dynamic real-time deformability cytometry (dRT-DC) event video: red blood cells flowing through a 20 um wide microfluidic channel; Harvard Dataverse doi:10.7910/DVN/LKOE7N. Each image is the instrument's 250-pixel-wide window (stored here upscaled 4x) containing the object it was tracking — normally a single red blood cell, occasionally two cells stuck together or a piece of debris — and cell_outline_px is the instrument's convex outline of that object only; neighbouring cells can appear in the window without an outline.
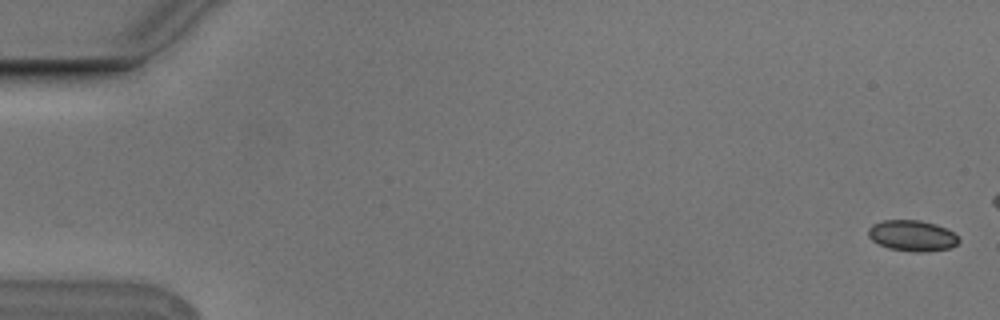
{"species": "Egyptian fruit bat (a non-hibernating species)", "species_latin": "Rousettus aegyptiacus", "temperature_condition": "cold", "stored_images_in_passage": 8, "camera_frame_rate_fps": 3000, "um_per_image_px": 0.085, "animal": {"sex": "male"}, "frame": {"image": 1, "passage_image": 1, "time_ms": 0.0, "image_size_px": [1000, 320], "cell_outline_px": [[960, 240], [956, 244], [948, 248], [928, 252], [916, 252], [888, 248], [872, 240], [868, 236], [868, 228], [872, 224], [884, 220], [920, 220], [936, 224], [960, 236]], "centroid_in_image_um": [77.54, 20.03], "position_along_channel_um": 7.5, "area_um2": 16.3}}
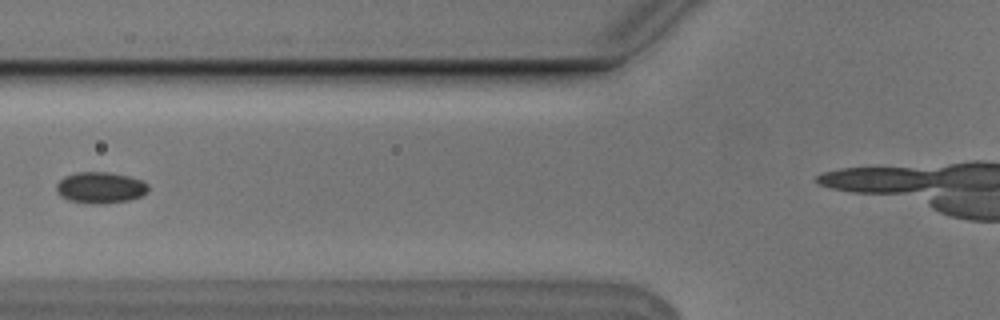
{"frame": {"image": 2, "passage_image": 7, "time_ms": 2.0, "image_size_px": [1000, 320], "cell_outline_px": [[148, 192], [140, 196], [128, 200], [104, 204], [88, 204], [68, 200], [60, 196], [56, 192], [56, 184], [64, 176], [80, 172], [108, 172], [128, 176], [140, 180], [148, 184]], "centroid_in_image_um": [8.5, 15.96], "position_along_channel_um": 117.3, "area_um2": 16.82}}
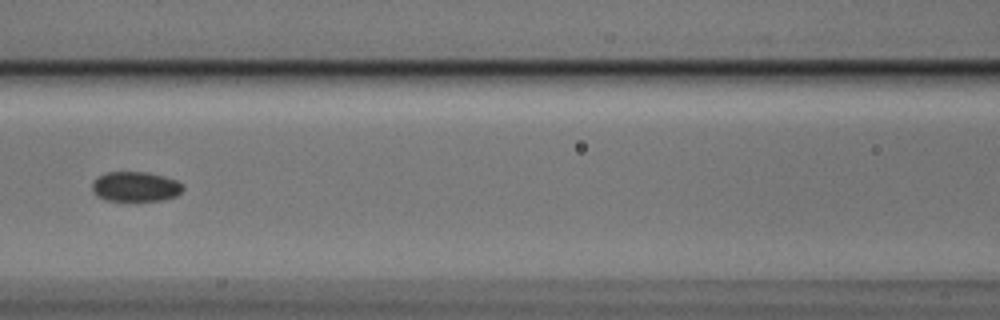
{"frame": {"image": 3, "passage_image": 8, "time_ms": 2.333, "image_size_px": [1000, 320], "cell_outline_px": [[184, 188], [176, 196], [164, 200], [104, 200], [96, 196], [92, 192], [92, 184], [100, 176], [108, 172], [148, 172], [164, 176], [176, 180], [184, 184]], "centroid_in_image_um": [11.54, 15.86], "position_along_channel_um": 155.1, "area_um2": 15.78}}